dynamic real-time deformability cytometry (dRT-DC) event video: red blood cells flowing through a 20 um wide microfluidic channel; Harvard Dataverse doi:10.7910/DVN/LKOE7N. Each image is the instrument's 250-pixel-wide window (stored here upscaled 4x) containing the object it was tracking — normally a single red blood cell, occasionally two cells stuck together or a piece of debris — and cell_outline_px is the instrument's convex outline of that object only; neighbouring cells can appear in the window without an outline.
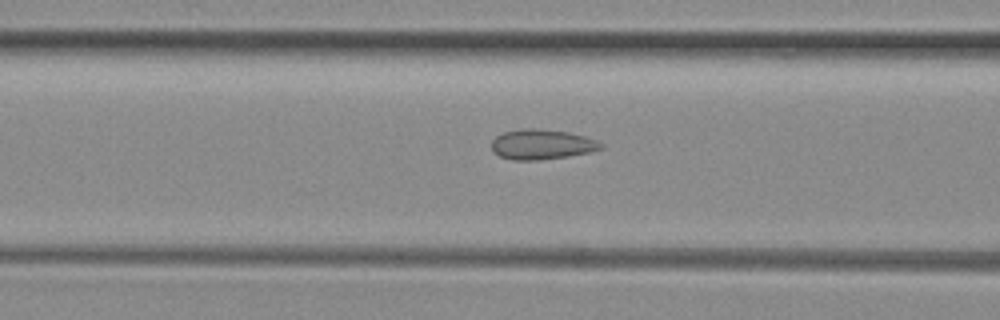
{"species": "common noctule bat (a hibernating species)", "species_latin": "Nyctalus noctula", "temperature_condition": "room temperature", "stored_images_in_passage": 51, "camera_frame_rate_fps": 3000, "um_per_image_px": 0.085, "animal": {"sex": "female", "body_mass_g": 29.2, "forearm_length_mm": 56.3}, "frame": {"image": 1, "passage_image": 20, "time_ms": 6.333, "image_size_px": [1000, 320], "cell_outline_px": [[604, 148], [588, 152], [568, 156], [536, 160], [512, 160], [500, 156], [492, 152], [492, 140], [496, 136], [504, 132], [520, 128], [536, 128], [568, 132], [584, 136], [596, 140], [604, 144]], "centroid_in_image_um": [46.03, 12.27], "position_along_channel_um": 120.6, "area_um2": 19.19}}
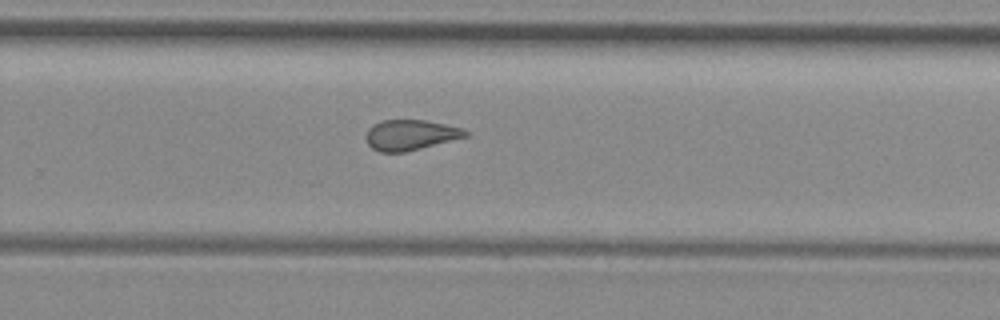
{"frame": {"image": 2, "passage_image": 33, "time_ms": 10.667, "image_size_px": [1000, 320], "cell_outline_px": [[468, 136], [404, 152], [380, 152], [372, 148], [368, 144], [364, 136], [368, 128], [372, 124], [380, 120], [424, 120], [444, 124], [460, 128], [468, 132]], "centroid_in_image_um": [34.81, 11.46], "position_along_channel_um": 295.0, "area_um2": 17.51}}
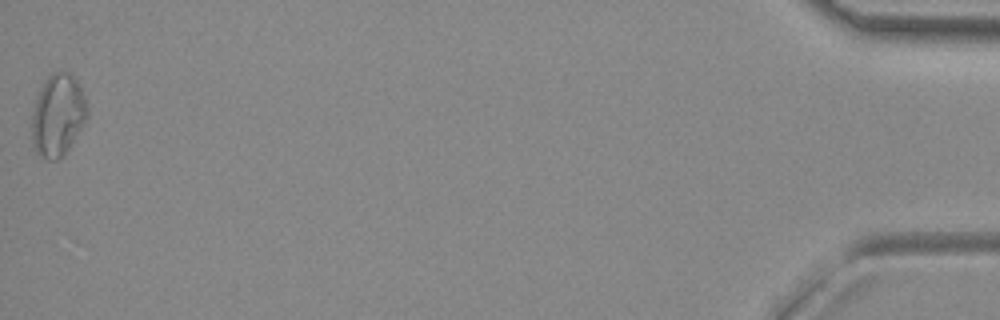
{"frame": {"image": 3, "passage_image": 51, "time_ms": 16.667, "image_size_px": [1000, 320], "cell_outline_px": [[88, 116], [84, 124], [68, 148], [56, 160], [48, 160], [36, 156], [32, 144], [32, 116], [36, 100], [48, 76], [52, 72], [68, 72], [80, 84], [84, 96], [88, 112]], "centroid_in_image_um": [4.91, 9.82], "position_along_channel_um": 430.3, "area_um2": 26.24}, "authors_computed_cell_mechanics": {"area_um2": 19.3052, "velocity_mm_per_s": 4.0298, "shape_relaxation_time_tau1_ms": null, "shape_relaxation_time_tau2_ms": 1.4813, "deformation_change_tau1": null, "deformation_change_tau2": 0.0762}}